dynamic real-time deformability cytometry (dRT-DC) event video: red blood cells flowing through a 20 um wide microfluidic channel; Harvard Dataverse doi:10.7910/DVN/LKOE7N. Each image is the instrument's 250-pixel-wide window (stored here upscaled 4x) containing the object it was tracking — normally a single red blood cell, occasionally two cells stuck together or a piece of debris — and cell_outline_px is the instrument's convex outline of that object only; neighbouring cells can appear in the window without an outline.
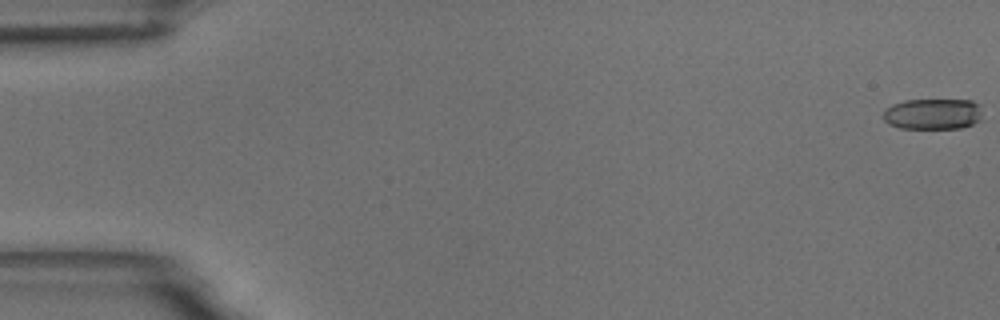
{"species": "common noctule bat (a hibernating species)", "species_latin": "Nyctalus noctula", "temperature_condition": "room temperature", "stored_images_in_passage": 32, "camera_frame_rate_fps": 3000, "um_per_image_px": 0.085, "animal": {"sex": "male", "body_mass_g": 18.8}, "frame": {"image": 1, "passage_image": 1, "time_ms": 0.0, "image_size_px": [1000, 320], "cell_outline_px": [[980, 120], [972, 124], [960, 128], [900, 128], [888, 124], [884, 120], [884, 112], [892, 104], [904, 100], [972, 100], [980, 104]], "centroid_in_image_um": [79.29, 9.68], "position_along_channel_um": 5.7, "area_um2": 17.8}}
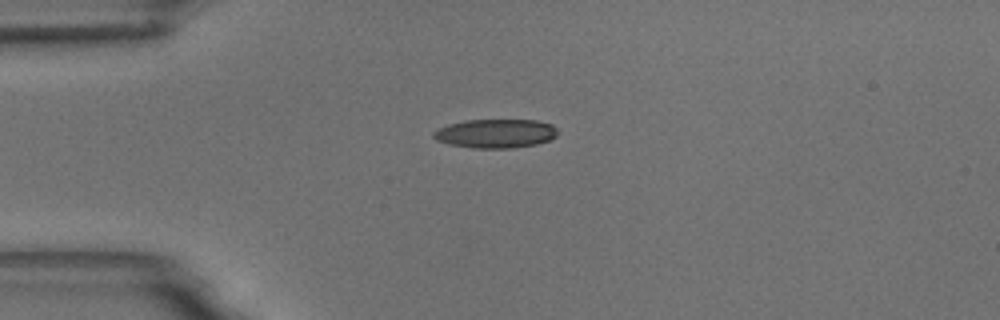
{"frame": {"image": 2, "passage_image": 15, "time_ms": 4.667, "image_size_px": [1000, 320], "cell_outline_px": [[556, 136], [548, 140], [536, 144], [512, 148], [472, 148], [448, 144], [436, 140], [432, 136], [432, 132], [448, 124], [464, 120], [536, 120], [552, 124], [556, 128]], "centroid_in_image_um": [42.09, 11.34], "position_along_channel_um": 42.9, "area_um2": 20.92}}
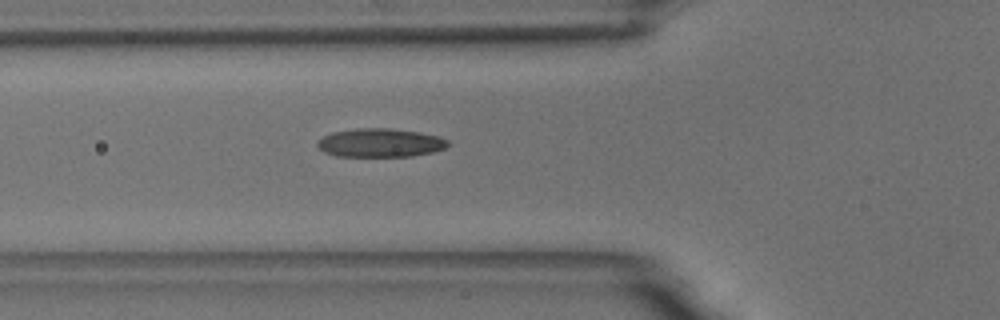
{"frame": {"image": 3, "passage_image": 21, "time_ms": 6.667, "image_size_px": [1000, 320], "cell_outline_px": [[448, 144], [444, 148], [432, 152], [412, 156], [336, 156], [324, 152], [316, 144], [316, 140], [332, 132], [356, 128], [388, 128], [420, 132], [440, 136], [448, 140]], "centroid_in_image_um": [32.3, 12.13], "position_along_channel_um": 93.5, "area_um2": 21.79}}